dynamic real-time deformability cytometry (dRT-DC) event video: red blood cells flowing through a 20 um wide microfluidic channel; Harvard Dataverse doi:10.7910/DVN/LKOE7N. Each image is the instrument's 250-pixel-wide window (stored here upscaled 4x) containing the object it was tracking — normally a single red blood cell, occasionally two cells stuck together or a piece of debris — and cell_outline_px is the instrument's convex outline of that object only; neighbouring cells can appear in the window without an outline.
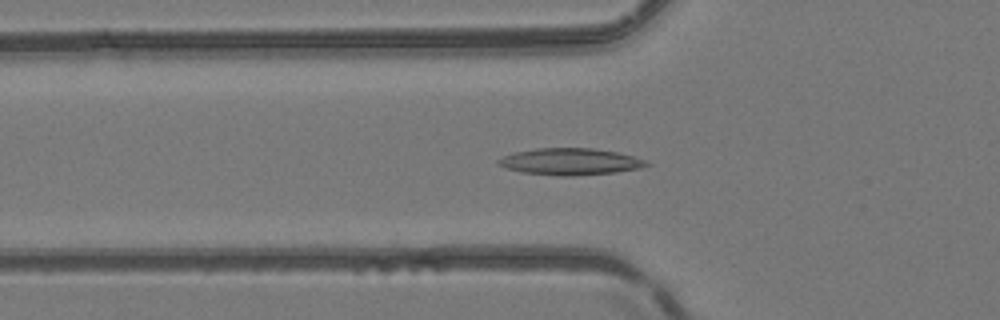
{"species": "common noctule bat (a hibernating species)", "species_latin": "Nyctalus noctula", "temperature_condition": "room temperature", "stored_images_in_passage": 51, "camera_frame_rate_fps": 3000, "um_per_image_px": 0.085, "animal": {"sex": "female", "body_mass_g": 24.6, "forearm_length_mm": 56.2}, "frame": {"image": 1, "passage_image": 18, "time_ms": 5.667, "image_size_px": [1000, 320], "cell_outline_px": [[652, 164], [640, 168], [616, 172], [572, 176], [560, 176], [524, 172], [504, 168], [496, 164], [496, 160], [504, 156], [516, 152], [536, 148], [592, 148], [616, 152], [632, 156], [644, 160]], "centroid_in_image_um": [48.44, 13.74], "position_along_channel_um": 77.4, "area_um2": 22.95}}
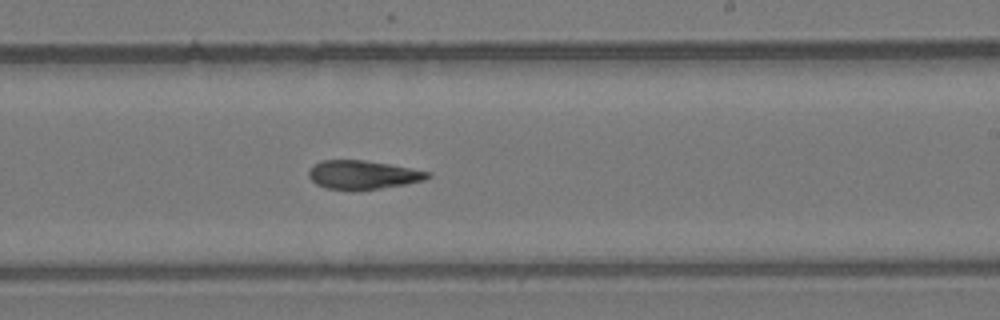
{"frame": {"image": 2, "passage_image": 31, "time_ms": 10.0, "image_size_px": [1000, 320], "cell_outline_px": [[432, 176], [424, 180], [404, 184], [380, 188], [352, 192], [328, 188], [316, 184], [308, 176], [308, 172], [320, 160], [364, 160], [388, 164], [432, 172]], "centroid_in_image_um": [30.84, 14.88], "position_along_channel_um": 258.2, "area_um2": 20.0}}
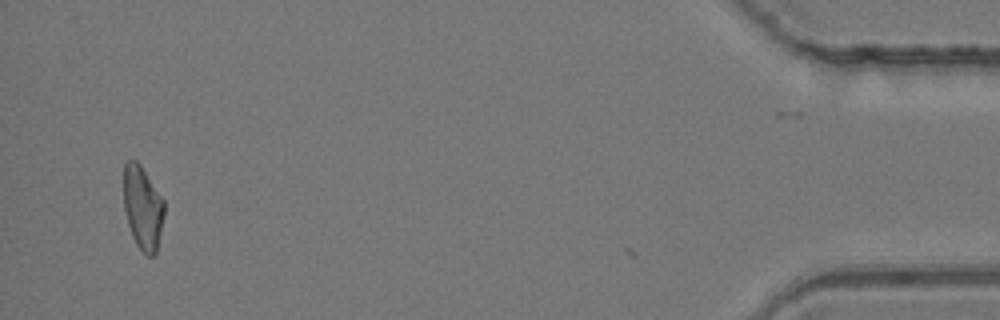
{"frame": {"image": 3, "passage_image": 49, "time_ms": 16.0, "image_size_px": [1000, 320], "cell_outline_px": [[164, 216], [156, 252], [152, 256], [148, 256], [136, 244], [132, 236], [128, 224], [124, 208], [124, 164], [128, 160], [136, 160], [140, 164], [164, 200]], "centroid_in_image_um": [12.13, 17.64], "position_along_channel_um": 423.1, "area_um2": 19.59}, "authors_computed_cell_mechanics": {"area_um2": 20.6924, "velocity_mm_per_s": 4.1589, "shape_relaxation_time_tau1_ms": null, "shape_relaxation_time_tau2_ms": 6.1646, "deformation_change_tau1": null, "deformation_change_tau2": 0.1611}}